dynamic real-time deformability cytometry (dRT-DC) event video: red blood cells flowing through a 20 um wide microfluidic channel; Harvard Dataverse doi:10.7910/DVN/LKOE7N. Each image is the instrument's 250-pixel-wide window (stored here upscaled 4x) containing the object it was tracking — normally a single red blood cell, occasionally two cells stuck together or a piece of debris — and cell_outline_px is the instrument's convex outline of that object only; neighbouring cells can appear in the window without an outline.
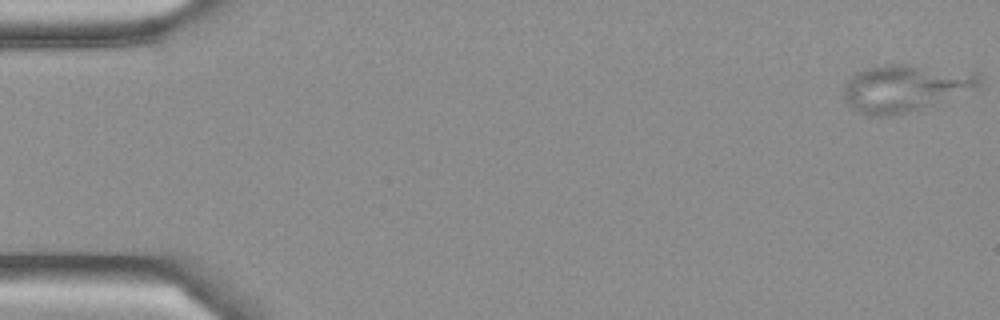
{"species": "Egyptian fruit bat (a non-hibernating species)", "species_latin": "Rousettus aegyptiacus", "temperature_condition": "cold", "stored_images_in_passage": 4, "camera_frame_rate_fps": 3000, "um_per_image_px": 0.085, "frame": {"image": 1, "passage_image": 1, "time_ms": 0.0, "image_size_px": [1000, 320], "cell_outline_px": [[984, 88], [932, 104], [904, 112], [888, 116], [864, 116], [856, 112], [844, 100], [844, 84], [856, 72], [864, 68], [888, 64], [908, 64], [980, 72], [984, 84]], "centroid_in_image_um": [77.01, 7.46], "position_along_channel_um": 8.0, "area_um2": 37.86}}
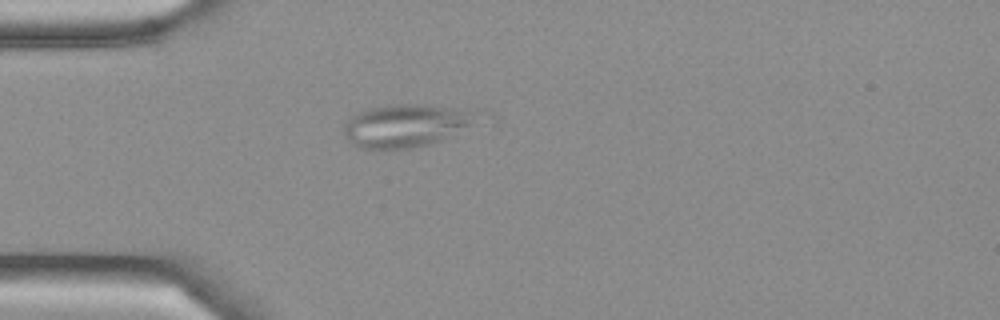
{"frame": {"image": 2, "passage_image": 4, "time_ms": 1.0, "image_size_px": [1000, 320], "cell_outline_px": [[468, 124], [448, 136], [440, 140], [428, 144], [412, 148], [356, 148], [344, 136], [344, 124], [352, 116], [360, 112], [372, 108], [392, 104], [432, 104], [456, 108], [468, 112]], "centroid_in_image_um": [34.29, 10.68], "position_along_channel_um": 50.7, "area_um2": 31.79}}